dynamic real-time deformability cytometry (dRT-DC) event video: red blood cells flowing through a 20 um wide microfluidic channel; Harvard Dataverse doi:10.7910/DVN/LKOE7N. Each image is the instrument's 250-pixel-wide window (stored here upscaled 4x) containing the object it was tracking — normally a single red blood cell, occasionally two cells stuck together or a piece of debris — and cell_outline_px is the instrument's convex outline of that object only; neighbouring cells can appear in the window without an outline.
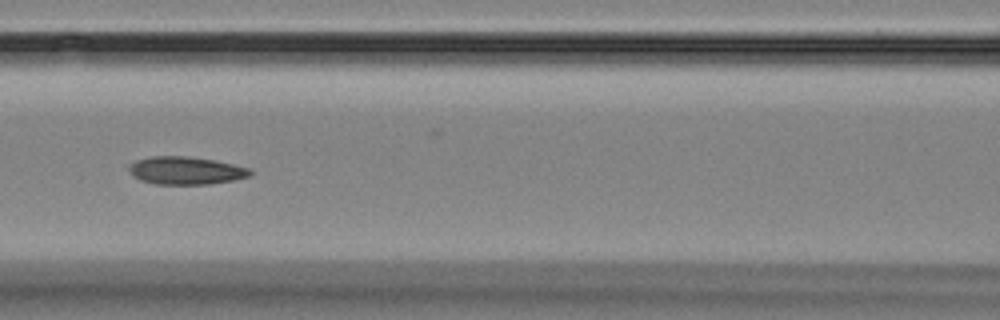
{"species": "Egyptian fruit bat (a non-hibernating species)", "species_latin": "Rousettus aegyptiacus", "temperature_condition": "room temperature", "stored_images_in_passage": 11, "camera_frame_rate_fps": 3000, "um_per_image_px": 0.085, "animal": {"sex": "female"}, "frame": {"image": 1, "passage_image": 8, "time_ms": 8.0, "image_size_px": [1000, 320], "cell_outline_px": [[252, 172], [248, 176], [236, 180], [208, 184], [156, 184], [140, 180], [132, 176], [128, 168], [128, 164], [136, 160], [152, 156], [184, 156], [216, 160], [248, 168]], "centroid_in_image_um": [15.75, 14.5], "position_along_channel_um": 150.8, "area_um2": 19.65}}
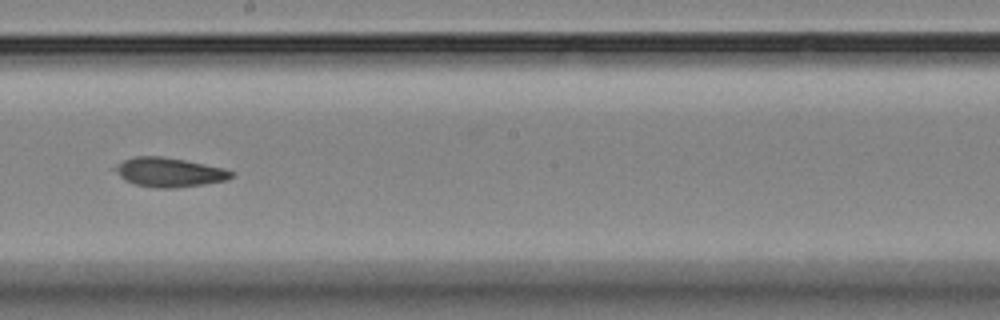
{"frame": {"image": 2, "passage_image": 10, "time_ms": 10.333, "image_size_px": [1000, 320], "cell_outline_px": [[236, 172], [228, 180], [204, 184], [176, 188], [152, 188], [136, 184], [124, 180], [112, 168], [116, 164], [132, 156], [164, 156], [224, 168]], "centroid_in_image_um": [14.37, 14.64], "position_along_channel_um": 233.8, "area_um2": 20.0}}
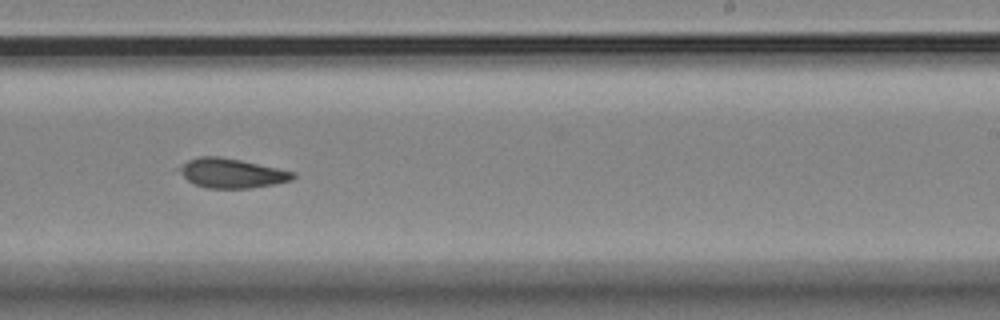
{"frame": {"image": 3, "passage_image": 11, "time_ms": 11.333, "image_size_px": [1000, 320], "cell_outline_px": [[296, 176], [292, 180], [276, 184], [252, 188], [208, 188], [192, 184], [176, 168], [180, 164], [188, 160], [200, 156], [220, 156], [240, 160], [296, 172]], "centroid_in_image_um": [19.68, 14.72], "position_along_channel_um": 269.3, "area_um2": 19.65}}